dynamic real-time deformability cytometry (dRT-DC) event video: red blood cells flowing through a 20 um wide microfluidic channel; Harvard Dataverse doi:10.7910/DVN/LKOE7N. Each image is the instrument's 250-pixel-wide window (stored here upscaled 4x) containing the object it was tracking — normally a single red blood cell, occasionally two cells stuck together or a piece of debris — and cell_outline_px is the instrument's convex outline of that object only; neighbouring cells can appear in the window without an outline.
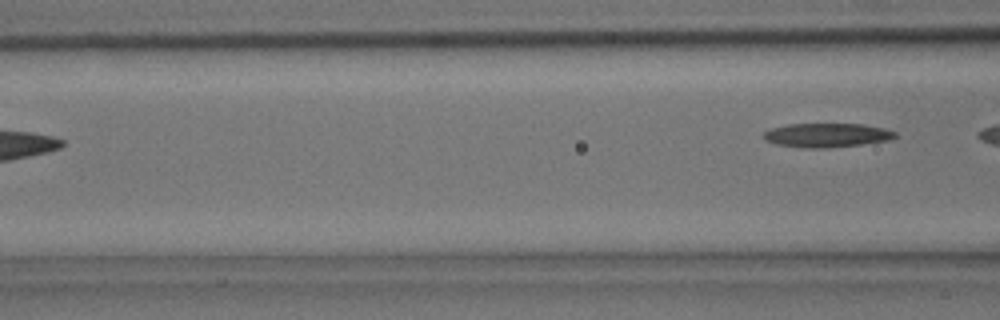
{"species": "common noctule bat (a hibernating species)", "species_latin": "Nyctalus noctula", "temperature_condition": "room temperature", "stored_images_in_passage": 5, "camera_frame_rate_fps": 3000, "um_per_image_px": 0.085, "animal": {"sex": "male", "body_mass_g": 15.6}, "frame": {"image": 1, "passage_image": 5, "time_ms": 1.333, "image_size_px": [1000, 320], "cell_outline_px": [[896, 136], [888, 140], [860, 144], [828, 148], [804, 148], [776, 144], [764, 140], [760, 136], [768, 128], [788, 124], [864, 124], [884, 128], [896, 132]], "centroid_in_image_um": [70.2, 11.49], "position_along_channel_um": 96.4, "area_um2": 18.55}}